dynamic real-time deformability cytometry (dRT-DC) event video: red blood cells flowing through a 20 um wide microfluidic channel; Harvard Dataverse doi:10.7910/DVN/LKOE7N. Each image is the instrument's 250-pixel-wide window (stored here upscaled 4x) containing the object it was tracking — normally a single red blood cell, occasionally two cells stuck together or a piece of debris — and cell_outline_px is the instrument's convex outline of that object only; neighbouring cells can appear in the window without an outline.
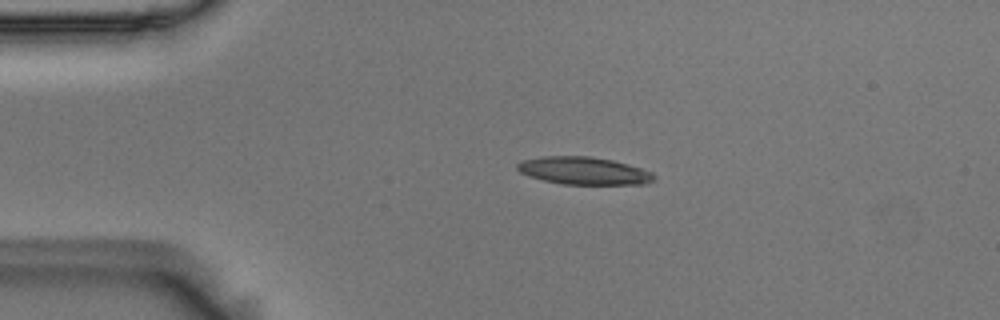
{"species": "Egyptian fruit bat (a non-hibernating species)", "species_latin": "Rousettus aegyptiacus", "temperature_condition": "room temperature", "stored_images_in_passage": 4, "camera_frame_rate_fps": 3000, "um_per_image_px": 0.085, "animal": {"sex": "male"}, "frame": {"image": 1, "passage_image": 3, "time_ms": 0.667, "image_size_px": [1000, 320], "cell_outline_px": [[656, 180], [644, 184], [560, 184], [528, 176], [520, 172], [516, 168], [516, 164], [520, 160], [540, 156], [592, 156], [612, 160], [628, 164], [652, 172], [656, 176]], "centroid_in_image_um": [49.6, 14.51], "position_along_channel_um": 35.4, "area_um2": 22.2}}